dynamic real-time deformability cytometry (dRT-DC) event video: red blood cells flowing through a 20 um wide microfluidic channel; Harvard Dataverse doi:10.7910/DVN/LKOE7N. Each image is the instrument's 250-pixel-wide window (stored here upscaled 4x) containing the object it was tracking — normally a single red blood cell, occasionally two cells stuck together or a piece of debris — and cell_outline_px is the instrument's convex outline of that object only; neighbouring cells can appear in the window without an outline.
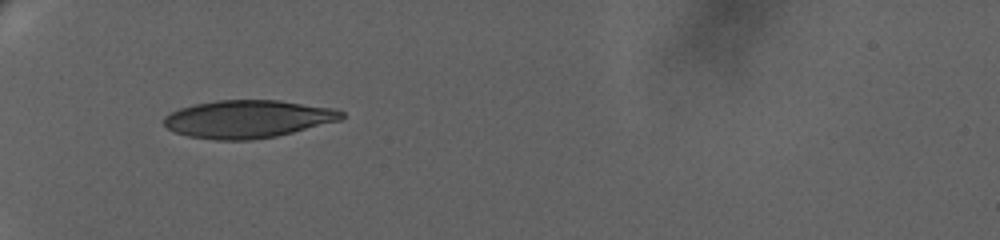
{"species": "human", "species_latin": "Homo sapiens", "temperature_condition": "warm", "stored_images_in_passage": 72, "camera_frame_rate_fps": 3000, "um_per_image_px": 0.085, "donor": {"sex": "female"}, "frame": {"image": 1, "passage_image": 1, "time_ms": 0.0, "image_size_px": [1000, 240], "cell_outline_px": [[344, 116], [340, 120], [276, 136], [252, 140], [216, 140], [188, 136], [172, 132], [164, 124], [164, 116], [180, 108], [196, 104], [216, 100], [280, 100], [336, 108], [344, 112]], "centroid_in_image_um": [21.07, 10.11], "position_along_channel_um": 63.9, "area_um2": 39.13}}
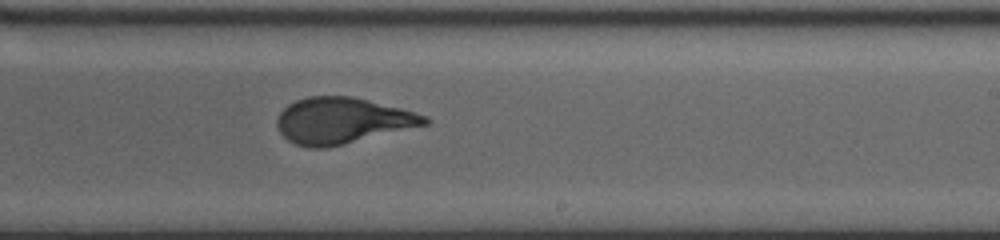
{"frame": {"image": 2, "passage_image": 33, "time_ms": 6.667, "image_size_px": [1000, 240], "cell_outline_px": [[432, 120], [428, 124], [344, 144], [324, 148], [308, 148], [296, 144], [288, 140], [280, 132], [276, 124], [276, 120], [280, 112], [288, 104], [296, 100], [308, 96], [352, 96], [400, 108], [428, 116]], "centroid_in_image_um": [29.08, 10.25], "position_along_channel_um": 259.9, "area_um2": 39.54}}
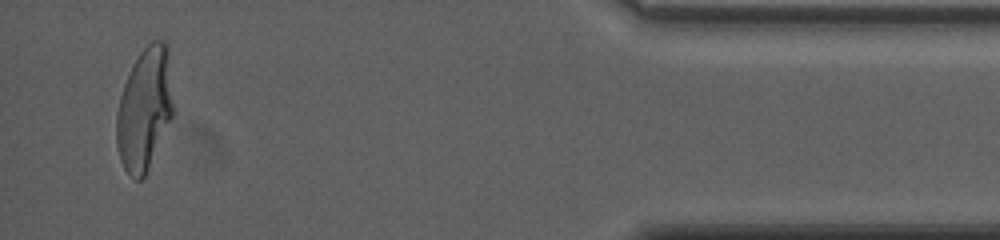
{"frame": {"image": 3, "passage_image": 68, "time_ms": 13.333, "image_size_px": [1000, 240], "cell_outline_px": [[176, 112], [144, 176], [140, 180], [136, 180], [124, 168], [120, 160], [116, 144], [116, 116], [120, 96], [124, 84], [140, 52], [152, 40], [164, 40], [168, 44]], "centroid_in_image_um": [12.34, 9.24], "position_along_channel_um": 422.9, "area_um2": 41.15}, "authors_computed_cell_mechanics": {"area_um2": 39.6797, "velocity_mm_per_s": 3.2044, "shape_relaxation_time_tau1_ms": 7.6323, "shape_relaxation_time_tau2_ms": null, "deformation_change_tau1": 0.263, "deformation_change_tau2": null}}